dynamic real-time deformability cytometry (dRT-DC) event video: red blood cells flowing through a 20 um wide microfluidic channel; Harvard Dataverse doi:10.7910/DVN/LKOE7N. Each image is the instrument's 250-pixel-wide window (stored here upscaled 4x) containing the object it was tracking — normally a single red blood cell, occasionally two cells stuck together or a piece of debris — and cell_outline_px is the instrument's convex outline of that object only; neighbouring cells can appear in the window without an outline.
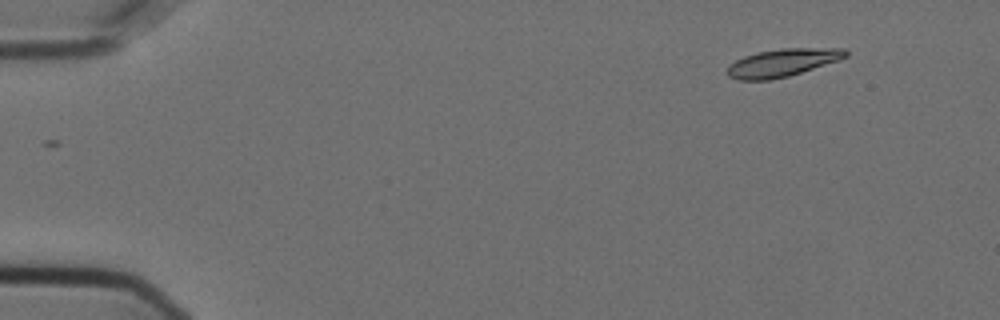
{"species": "Egyptian fruit bat (a non-hibernating species)", "species_latin": "Rousettus aegyptiacus", "temperature_condition": "cold", "stored_images_in_passage": 31, "camera_frame_rate_fps": 3000, "um_per_image_px": 0.085, "animal": {"sex": "female"}, "frame": {"image": 1, "passage_image": 1, "time_ms": 0.0, "image_size_px": [1000, 320], "cell_outline_px": [[848, 56], [840, 60], [788, 76], [772, 80], [736, 80], [728, 76], [724, 72], [728, 64], [744, 56], [756, 52], [780, 48], [844, 48], [848, 52]], "centroid_in_image_um": [66.46, 5.33], "position_along_channel_um": 18.5, "area_um2": 19.48}}
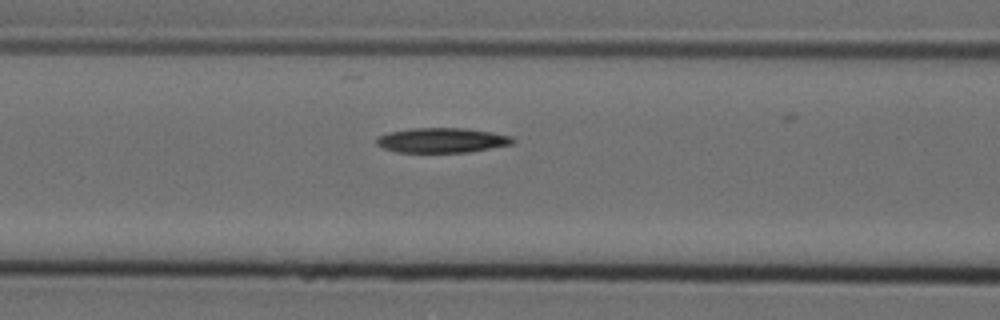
{"frame": {"image": 2, "passage_image": 19, "time_ms": 6.0, "image_size_px": [1000, 320], "cell_outline_px": [[516, 140], [512, 144], [468, 152], [396, 152], [384, 148], [376, 144], [376, 136], [388, 132], [412, 128], [468, 128], [492, 132], [512, 136]], "centroid_in_image_um": [37.55, 11.91], "position_along_channel_um": 129.0, "area_um2": 19.83}}
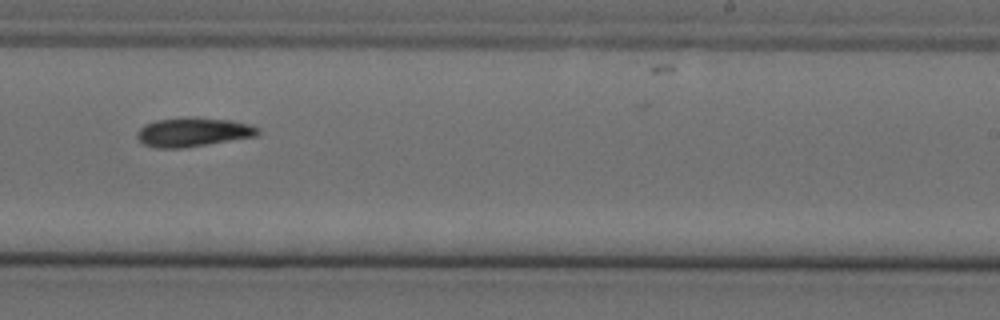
{"frame": {"image": 3, "passage_image": 31, "time_ms": 10.0, "image_size_px": [1000, 320], "cell_outline_px": [[260, 132], [256, 136], [180, 148], [156, 148], [144, 144], [136, 136], [136, 132], [144, 124], [156, 120], [188, 116], [192, 116], [232, 120], [248, 124], [260, 128]], "centroid_in_image_um": [16.39, 11.2], "position_along_channel_um": 272.6, "area_um2": 20.52}}